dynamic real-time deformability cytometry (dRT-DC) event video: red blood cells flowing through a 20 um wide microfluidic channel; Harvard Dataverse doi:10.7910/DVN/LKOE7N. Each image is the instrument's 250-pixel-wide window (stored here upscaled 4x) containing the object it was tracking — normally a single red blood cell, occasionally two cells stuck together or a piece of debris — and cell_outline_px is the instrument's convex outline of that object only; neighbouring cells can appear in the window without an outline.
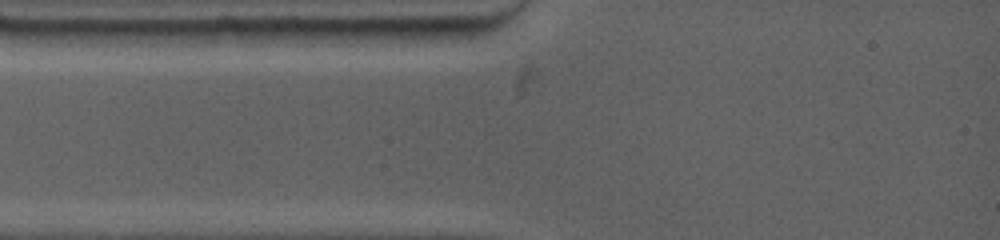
{"species": "common noctule bat (a hibernating species)", "species_latin": "Nyctalus noctula", "temperature_condition": "warm", "stored_images_in_passage": 2, "camera_frame_rate_fps": 4500, "um_per_image_px": 0.085, "animal": {"sex": "female", "body_mass_g": 19.0, "forearm_length_mm": 53.3}, "frame": {"image": 1, "passage_image": 1, "time_ms": 0.0, "image_size_px": [1000, 240], "cell_outline_px": [[288, 44], [212, 48], [208, 44], [212, 28], [288, 28]], "centroid_in_image_um": [21.04, 3.16], "position_along_channel_um": 64.0, "area_um2": 10.17}}